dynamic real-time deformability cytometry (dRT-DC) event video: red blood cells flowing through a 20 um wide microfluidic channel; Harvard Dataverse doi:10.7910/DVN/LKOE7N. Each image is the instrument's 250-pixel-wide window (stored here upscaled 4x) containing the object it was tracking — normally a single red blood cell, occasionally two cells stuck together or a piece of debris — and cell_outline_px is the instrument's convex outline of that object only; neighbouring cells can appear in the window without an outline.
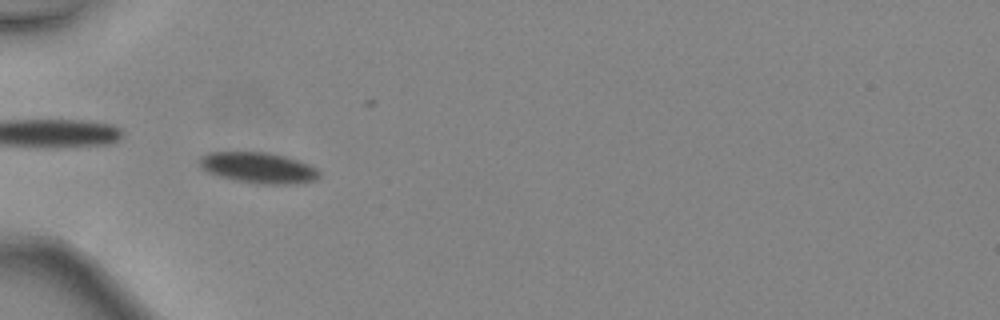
{"species": "common noctule bat (a hibernating species)", "species_latin": "Nyctalus noctula", "temperature_condition": "warm", "stored_images_in_passage": 48, "camera_frame_rate_fps": 3000, "um_per_image_px": 0.085, "animal": {"sex": "female", "body_mass_g": 24.6, "forearm_length_mm": 56.2}, "frame": {"image": 1, "passage_image": 17, "time_ms": 5.333, "image_size_px": [1000, 320], "cell_outline_px": [[320, 176], [316, 180], [292, 184], [256, 184], [232, 180], [216, 176], [200, 168], [200, 156], [208, 152], [268, 152], [284, 156], [308, 164], [316, 168], [320, 172]], "centroid_in_image_um": [21.93, 14.27], "position_along_channel_um": 63.1, "area_um2": 21.73}}
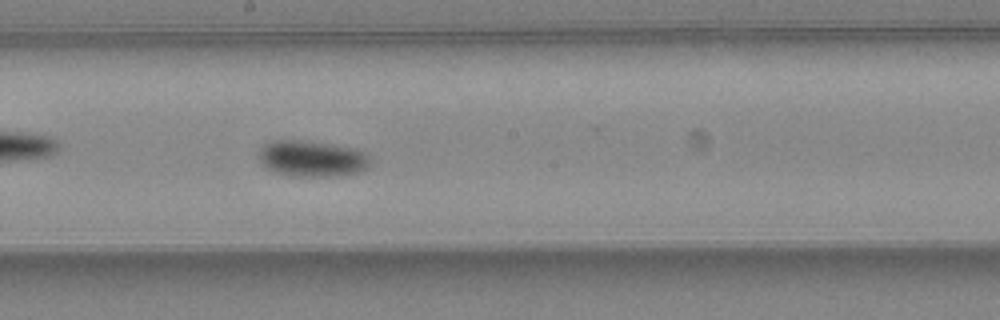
{"frame": {"image": 2, "passage_image": 28, "time_ms": 9.0, "image_size_px": [1000, 320], "cell_outline_px": [[372, 164], [368, 168], [360, 172], [340, 176], [292, 176], [276, 172], [268, 168], [256, 156], [260, 148], [264, 144], [272, 140], [300, 140], [332, 144], [356, 148], [364, 152], [372, 160]], "centroid_in_image_um": [26.56, 13.48], "position_along_channel_um": 221.6, "area_um2": 23.81}}
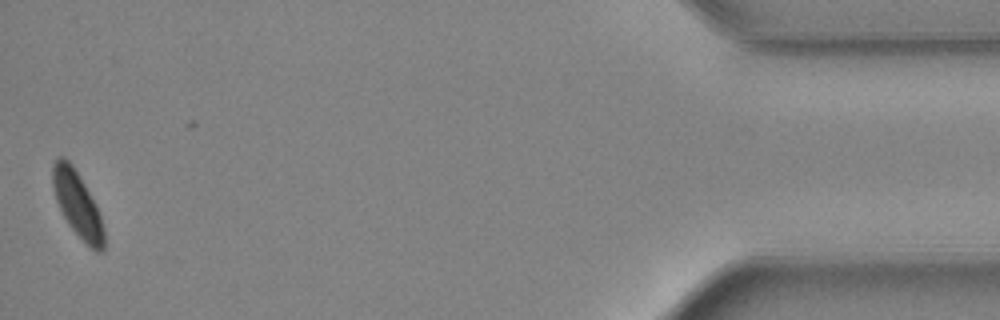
{"frame": {"image": 3, "passage_image": 47, "time_ms": 15.333, "image_size_px": [1000, 320], "cell_outline_px": [[104, 252], [96, 252], [68, 224], [56, 200], [52, 184], [52, 164], [60, 156], [68, 160], [72, 164], [96, 204], [104, 228]], "centroid_in_image_um": [6.58, 17.35], "position_along_channel_um": 428.6, "area_um2": 19.19}, "authors_computed_cell_mechanics": {"area_um2": 20.4034, "velocity_mm_per_s": 4.5208, "shape_relaxation_time_tau1_ms": 2.9086, "shape_relaxation_time_tau2_ms": null, "deformation_change_tau1": 0.0722, "deformation_change_tau2": null}}